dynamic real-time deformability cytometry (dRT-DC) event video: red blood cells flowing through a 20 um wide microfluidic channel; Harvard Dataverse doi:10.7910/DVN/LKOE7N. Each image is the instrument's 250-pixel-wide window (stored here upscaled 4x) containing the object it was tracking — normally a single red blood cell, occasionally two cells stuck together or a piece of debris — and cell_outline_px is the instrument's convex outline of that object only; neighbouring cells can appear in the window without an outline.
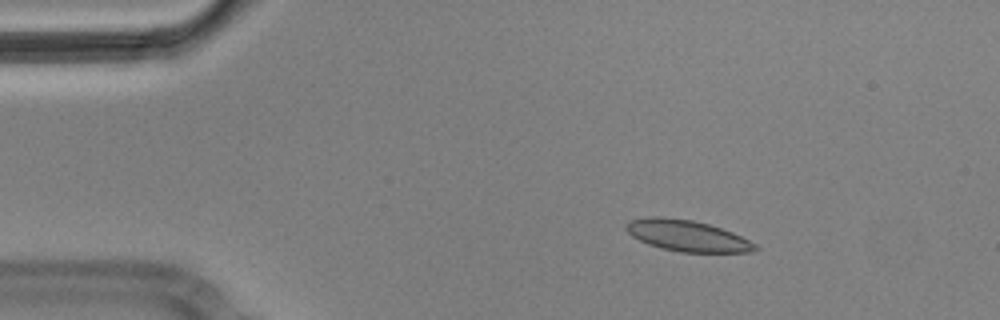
{"species": "Egyptian fruit bat (a non-hibernating species)", "species_latin": "Rousettus aegyptiacus", "temperature_condition": "cold", "stored_images_in_passage": 3, "camera_frame_rate_fps": 3000, "um_per_image_px": 0.085, "animal": {"sex": "male"}, "frame": {"image": 1, "passage_image": 1, "time_ms": 0.0, "image_size_px": [1000, 320], "cell_outline_px": [[760, 248], [752, 252], [680, 252], [660, 248], [648, 244], [632, 236], [624, 228], [632, 220], [648, 216], [660, 216], [692, 220], [708, 224], [732, 232], [756, 244]], "centroid_in_image_um": [58.41, 20.04], "position_along_channel_um": 26.6, "area_um2": 23.29}}